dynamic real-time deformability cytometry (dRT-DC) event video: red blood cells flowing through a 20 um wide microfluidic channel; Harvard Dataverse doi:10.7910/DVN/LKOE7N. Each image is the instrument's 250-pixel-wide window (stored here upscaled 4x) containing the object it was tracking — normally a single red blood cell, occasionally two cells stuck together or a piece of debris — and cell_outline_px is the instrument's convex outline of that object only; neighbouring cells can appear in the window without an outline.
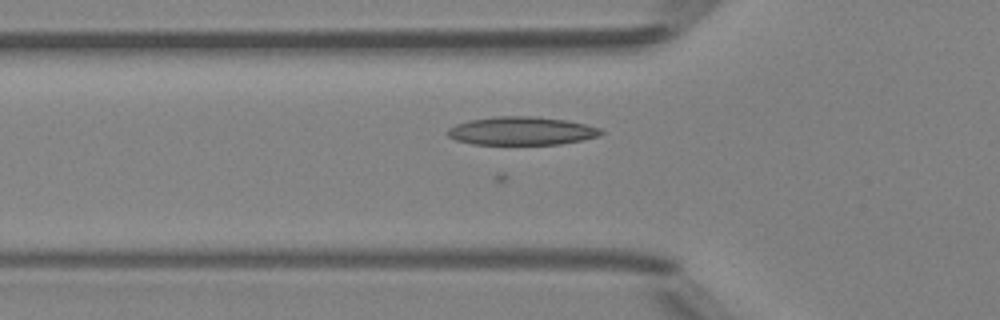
{"species": "Egyptian fruit bat (a non-hibernating species)", "species_latin": "Rousettus aegyptiacus", "temperature_condition": "room temperature", "stored_images_in_passage": 49, "camera_frame_rate_fps": 3000, "um_per_image_px": 0.085, "animal": {"sex": "female"}, "frame": {"image": 1, "passage_image": 16, "time_ms": 5.0, "image_size_px": [1000, 320], "cell_outline_px": [[604, 132], [600, 136], [560, 144], [472, 144], [456, 140], [448, 136], [448, 128], [456, 124], [468, 120], [496, 116], [536, 116], [564, 120], [584, 124], [600, 128]], "centroid_in_image_um": [44.32, 11.12], "position_along_channel_um": 81.5, "area_um2": 25.2}}
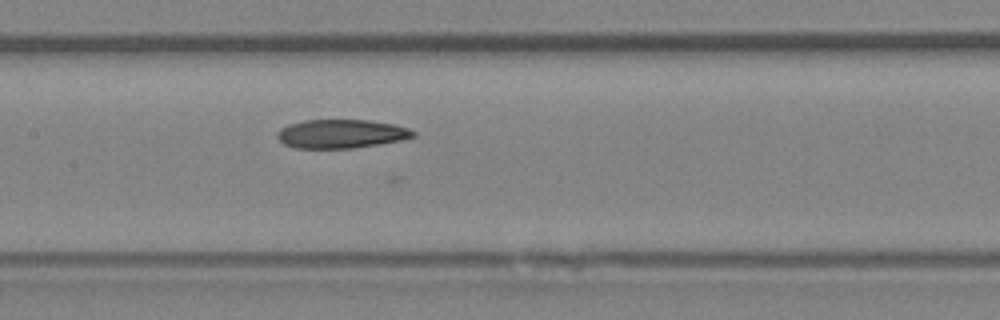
{"frame": {"image": 2, "passage_image": 23, "time_ms": 7.333, "image_size_px": [1000, 320], "cell_outline_px": [[416, 136], [400, 140], [380, 144], [352, 148], [296, 148], [284, 144], [276, 136], [276, 132], [280, 128], [288, 124], [304, 120], [368, 120], [396, 124], [408, 128], [416, 132]], "centroid_in_image_um": [29.0, 11.37], "position_along_channel_um": 178.4, "area_um2": 22.89}}
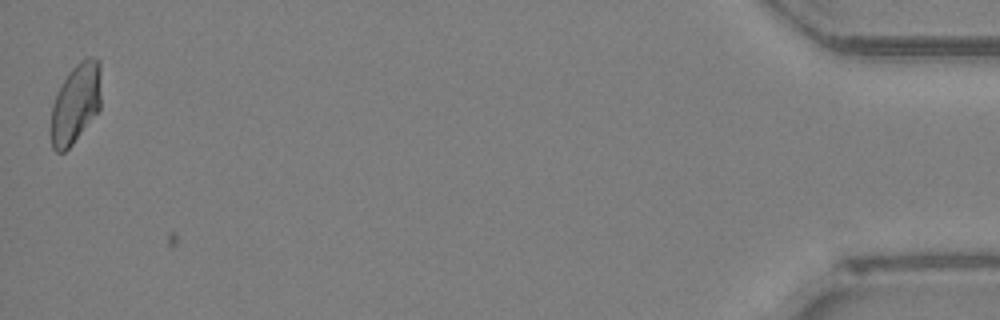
{"frame": {"image": 3, "passage_image": 48, "time_ms": 15.667, "image_size_px": [1000, 320], "cell_outline_px": [[100, 108], [72, 144], [64, 152], [56, 152], [52, 148], [48, 128], [52, 104], [60, 84], [68, 72], [80, 60], [88, 56], [92, 56], [100, 60]], "centroid_in_image_um": [6.38, 8.79], "position_along_channel_um": 428.8, "area_um2": 23.81}}